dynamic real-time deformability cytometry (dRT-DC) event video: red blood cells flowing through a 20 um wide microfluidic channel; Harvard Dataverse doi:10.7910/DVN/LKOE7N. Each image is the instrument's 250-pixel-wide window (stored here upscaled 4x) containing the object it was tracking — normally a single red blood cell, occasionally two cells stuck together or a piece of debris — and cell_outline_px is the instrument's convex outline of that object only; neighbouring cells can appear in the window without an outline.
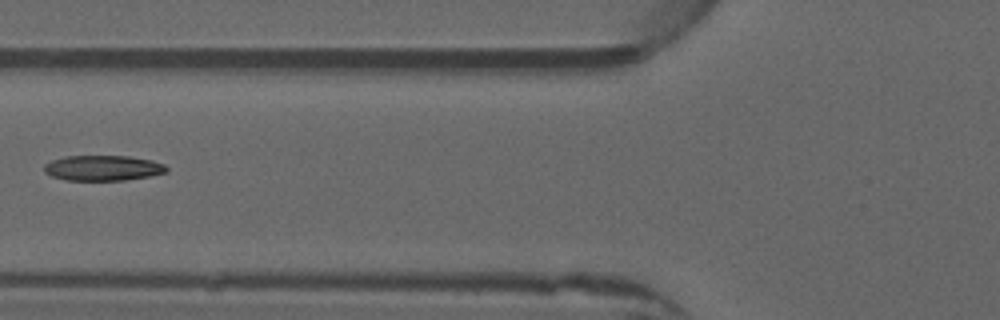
{"species": "common noctule bat (a hibernating species)", "species_latin": "Nyctalus noctula", "temperature_condition": "warm", "stored_images_in_passage": 6, "camera_frame_rate_fps": 3000, "um_per_image_px": 0.085, "animal": {"sex": "male", "forearm_length_mm": 52.5}, "frame": {"image": 1, "passage_image": 5, "time_ms": 1.333, "image_size_px": [1000, 320], "cell_outline_px": [[168, 172], [148, 176], [124, 180], [64, 180], [52, 176], [44, 172], [44, 164], [52, 160], [64, 156], [128, 156], [152, 160], [164, 164], [168, 168]], "centroid_in_image_um": [8.74, 14.27], "position_along_channel_um": 117.1, "area_um2": 18.09}}
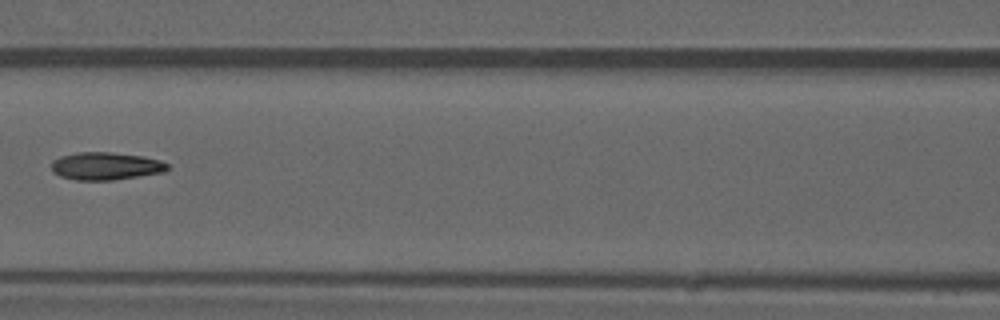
{"frame": {"image": 2, "passage_image": 6, "time_ms": 1.667, "image_size_px": [1000, 320], "cell_outline_px": [[168, 168], [164, 172], [112, 180], [76, 180], [60, 176], [52, 172], [52, 160], [60, 156], [76, 152], [112, 152], [144, 156], [160, 160], [168, 164]], "centroid_in_image_um": [8.97, 14.11], "position_along_channel_um": 157.6, "area_um2": 18.79}}